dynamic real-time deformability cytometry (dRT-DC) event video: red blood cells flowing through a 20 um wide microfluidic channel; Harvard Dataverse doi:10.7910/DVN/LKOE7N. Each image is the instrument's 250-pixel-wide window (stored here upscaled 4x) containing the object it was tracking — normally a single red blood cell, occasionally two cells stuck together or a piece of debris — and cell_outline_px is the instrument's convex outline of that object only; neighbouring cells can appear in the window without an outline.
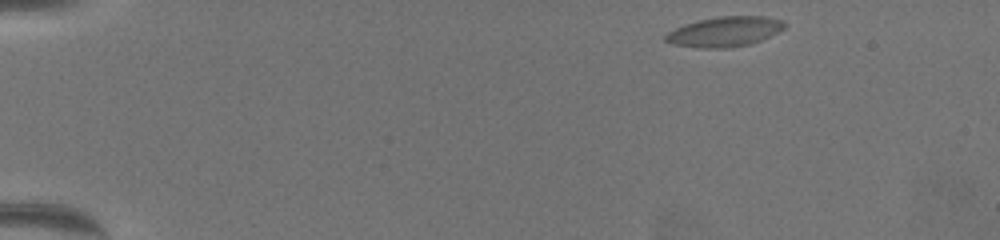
{"species": "common noctule bat (a hibernating species)", "species_latin": "Nyctalus noctula", "temperature_condition": "warm", "stored_images_in_passage": 57, "camera_frame_rate_fps": 3000, "um_per_image_px": 0.085, "animal": {"sex": "female", "body_mass_g": 19.5, "forearm_length_mm": 54.1}, "frame": {"image": 1, "passage_image": 1, "time_ms": 0.0, "image_size_px": [1000, 240], "cell_outline_px": [[784, 28], [760, 40], [748, 44], [728, 48], [704, 48], [676, 44], [664, 40], [664, 36], [668, 32], [676, 28], [700, 20], [720, 16], [764, 16], [784, 20]], "centroid_in_image_um": [61.61, 2.68], "position_along_channel_um": 23.4, "area_um2": 20.29}}
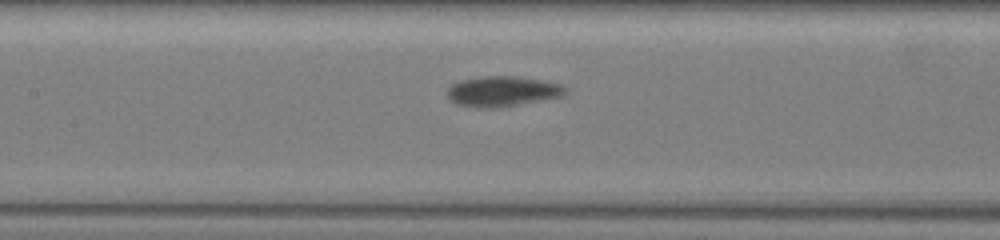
{"frame": {"image": 2, "passage_image": 25, "time_ms": 8.0, "image_size_px": [1000, 240], "cell_outline_px": [[568, 88], [560, 96], [500, 108], [476, 108], [456, 104], [448, 96], [448, 88], [452, 84], [460, 80], [480, 76], [512, 76], [560, 84]], "centroid_in_image_um": [42.64, 7.77], "position_along_channel_um": 164.8, "area_um2": 20.58}}
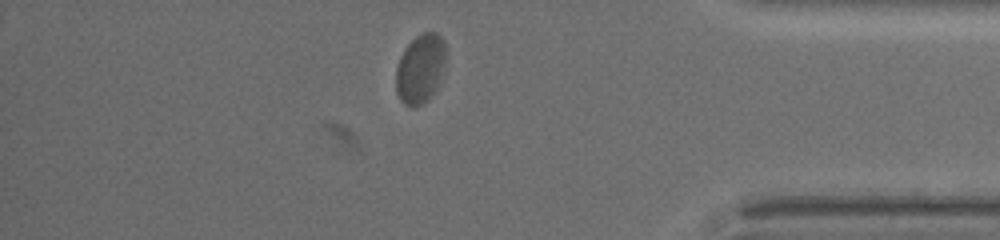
{"frame": {"image": 3, "passage_image": 49, "time_ms": 16.0, "image_size_px": [1000, 240], "cell_outline_px": [[444, 60], [440, 76], [436, 88], [432, 96], [428, 100], [412, 108], [404, 104], [400, 100], [396, 92], [396, 68], [400, 56], [404, 48], [416, 36], [424, 32], [436, 32], [444, 40]], "centroid_in_image_um": [35.69, 5.85], "position_along_channel_um": 399.5, "area_um2": 19.94}, "authors_computed_cell_mechanics": {"area_um2": 19.8832, "velocity_mm_per_s": 3.2398, "shape_relaxation_time_tau1_ms": 2.5877, "shape_relaxation_time_tau2_ms": null, "deformation_change_tau1": 0.1254, "deformation_change_tau2": null}}